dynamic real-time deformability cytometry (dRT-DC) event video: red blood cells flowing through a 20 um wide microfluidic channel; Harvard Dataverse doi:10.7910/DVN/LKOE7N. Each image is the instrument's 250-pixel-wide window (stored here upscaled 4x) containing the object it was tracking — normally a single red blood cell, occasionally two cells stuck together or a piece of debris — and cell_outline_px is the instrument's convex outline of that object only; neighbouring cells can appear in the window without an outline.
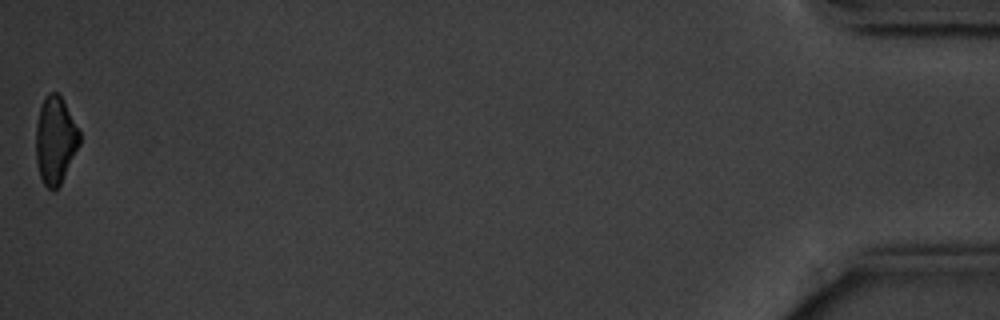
{"species": "common noctule bat (a hibernating species)", "species_latin": "Nyctalus noctula", "temperature_condition": "cold", "stored_images_in_passage": 12, "camera_frame_rate_fps": 3000, "um_per_image_px": 0.085, "animal": {"sex": "male", "body_mass_g": 20.1, "forearm_length_mm": 53.5}, "frame": {"image": 1, "passage_image": 12, "time_ms": 13.667, "image_size_px": [1000, 320], "cell_outline_px": [[80, 144], [60, 184], [52, 192], [44, 184], [40, 176], [36, 160], [36, 124], [40, 104], [44, 96], [48, 92], [56, 92], [60, 96], [80, 132]], "centroid_in_image_um": [4.68, 11.91], "position_along_channel_um": 430.5, "area_um2": 22.08}, "authors_computed_cell_mechanics": {"area_um2": 26.299, "velocity_mm_per_s": 3.5443, "shape_relaxation_time_tau1_ms": 3.0225, "shape_relaxation_time_tau2_ms": 11.0476, "deformation_change_tau1": 0.3021, "deformation_change_tau2": 0.2085}}